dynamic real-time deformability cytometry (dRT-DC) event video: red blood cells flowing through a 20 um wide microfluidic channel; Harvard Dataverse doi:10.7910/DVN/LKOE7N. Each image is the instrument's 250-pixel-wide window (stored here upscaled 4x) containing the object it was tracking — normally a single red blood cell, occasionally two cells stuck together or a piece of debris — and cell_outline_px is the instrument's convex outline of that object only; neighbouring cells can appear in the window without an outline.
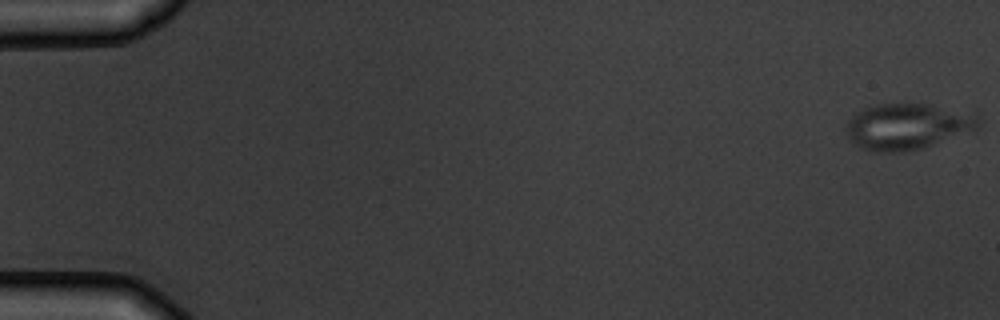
{"species": "common noctule bat (a hibernating species)", "species_latin": "Nyctalus noctula", "temperature_condition": "warm", "stored_images_in_passage": 5, "camera_frame_rate_fps": 3000, "um_per_image_px": 0.085, "animal": {"sex": "male", "body_mass_g": 19.5, "forearm_length_mm": 54.6}, "frame": {"image": 1, "passage_image": 1, "time_ms": 0.0, "image_size_px": [1000, 320], "cell_outline_px": [[984, 120], [976, 128], [924, 148], [904, 152], [872, 152], [860, 148], [848, 136], [848, 120], [856, 112], [868, 104], [928, 104], [976, 116]], "centroid_in_image_um": [77.06, 10.76], "position_along_channel_um": 7.9, "area_um2": 35.03}}